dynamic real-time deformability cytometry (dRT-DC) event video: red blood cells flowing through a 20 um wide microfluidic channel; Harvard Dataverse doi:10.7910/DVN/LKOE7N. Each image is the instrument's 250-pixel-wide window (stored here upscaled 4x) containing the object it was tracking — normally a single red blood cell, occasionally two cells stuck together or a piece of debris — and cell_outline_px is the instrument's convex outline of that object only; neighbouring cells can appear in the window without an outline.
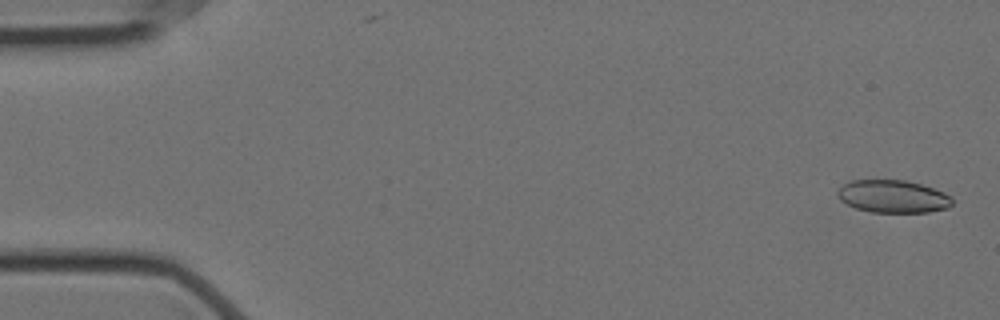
{"species": "Egyptian fruit bat (a non-hibernating species)", "species_latin": "Rousettus aegyptiacus", "temperature_condition": "cold", "stored_images_in_passage": 12, "camera_frame_rate_fps": 3000, "um_per_image_px": 0.085, "animal": {"sex": "female"}, "frame": {"image": 1, "passage_image": 2, "time_ms": 0.333, "image_size_px": [1000, 320], "cell_outline_px": [[952, 204], [948, 208], [928, 212], [872, 212], [856, 208], [840, 200], [836, 196], [836, 192], [844, 184], [852, 180], [904, 180], [920, 184], [944, 192], [952, 196]], "centroid_in_image_um": [75.9, 16.7], "position_along_channel_um": 9.1, "area_um2": 21.79}}